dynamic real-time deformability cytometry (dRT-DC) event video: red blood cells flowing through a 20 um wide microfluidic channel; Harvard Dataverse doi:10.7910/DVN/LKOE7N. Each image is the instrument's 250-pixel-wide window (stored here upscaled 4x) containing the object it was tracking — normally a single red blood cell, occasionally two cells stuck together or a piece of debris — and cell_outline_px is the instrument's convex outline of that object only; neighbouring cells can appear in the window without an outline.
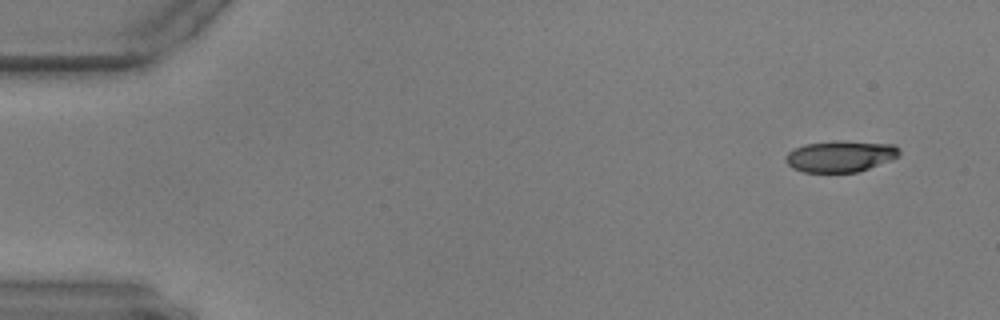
{"species": "common noctule bat (a hibernating species)", "species_latin": "Nyctalus noctula", "temperature_condition": "warm", "stored_images_in_passage": 55, "camera_frame_rate_fps": 3000, "um_per_image_px": 0.085, "animal": {"sex": "male", "body_mass_g": 17.9, "forearm_length_mm": 54.2}, "frame": {"image": 1, "passage_image": 1, "time_ms": 0.0, "image_size_px": [1000, 320], "cell_outline_px": [[900, 156], [868, 168], [856, 172], [804, 172], [792, 168], [784, 160], [784, 156], [792, 148], [804, 144], [896, 144], [900, 148]], "centroid_in_image_um": [71.38, 13.34], "position_along_channel_um": 13.6, "area_um2": 19.65}}
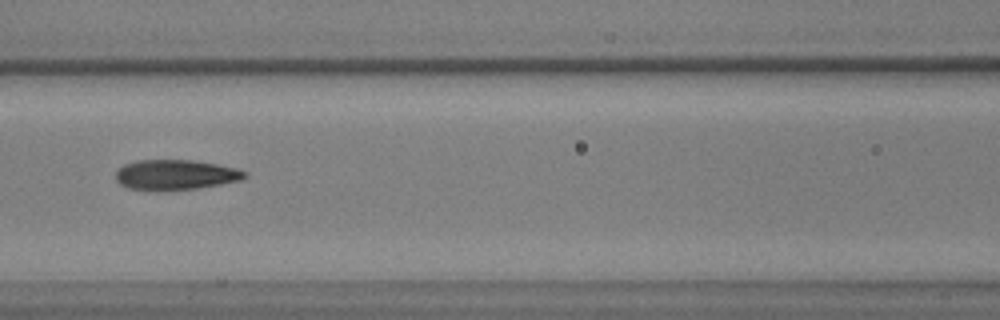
{"frame": {"image": 2, "passage_image": 23, "time_ms": 7.333, "image_size_px": [1000, 320], "cell_outline_px": [[248, 176], [240, 180], [220, 184], [196, 188], [128, 188], [120, 184], [116, 180], [116, 168], [124, 164], [136, 160], [192, 160], [216, 164], [236, 168], [248, 172]], "centroid_in_image_um": [14.93, 14.81], "position_along_channel_um": 151.7, "area_um2": 22.02}}
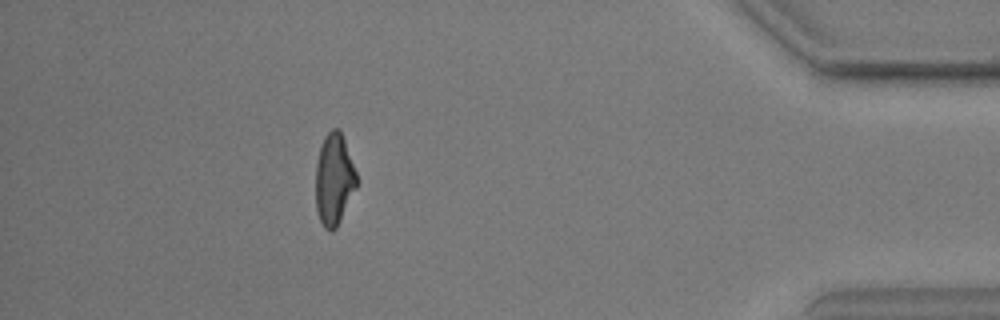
{"frame": {"image": 3, "passage_image": 49, "time_ms": 16.0, "image_size_px": [1000, 320], "cell_outline_px": [[360, 180], [336, 228], [332, 232], [328, 232], [324, 228], [316, 212], [316, 164], [320, 148], [324, 136], [332, 128], [340, 128]], "centroid_in_image_um": [28.41, 15.24], "position_along_channel_um": 406.8, "area_um2": 22.2}}